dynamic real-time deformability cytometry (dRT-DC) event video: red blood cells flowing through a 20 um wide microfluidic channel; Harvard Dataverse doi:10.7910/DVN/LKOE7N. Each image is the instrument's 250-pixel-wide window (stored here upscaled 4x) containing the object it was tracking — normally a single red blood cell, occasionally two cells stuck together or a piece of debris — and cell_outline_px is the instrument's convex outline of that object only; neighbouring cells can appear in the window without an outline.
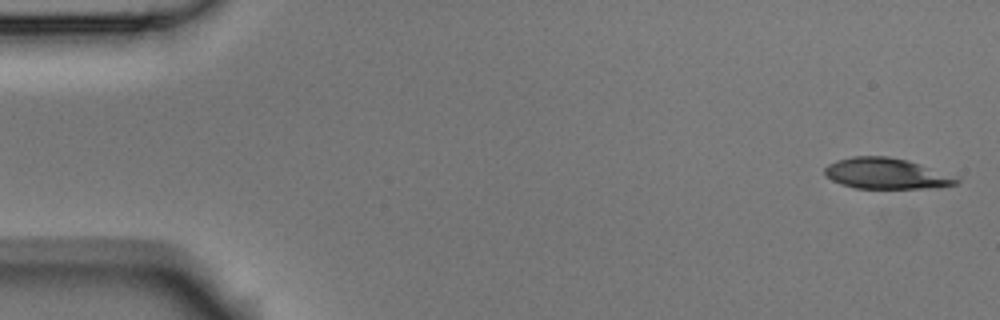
{"species": "Egyptian fruit bat (a non-hibernating species)", "species_latin": "Rousettus aegyptiacus", "temperature_condition": "room temperature", "stored_images_in_passage": 4, "camera_frame_rate_fps": 3000, "um_per_image_px": 0.085, "animal": {"sex": "male"}, "frame": {"image": 1, "passage_image": 1, "time_ms": 0.0, "image_size_px": [1000, 320], "cell_outline_px": [[960, 180], [956, 184], [936, 188], [856, 188], [840, 184], [824, 176], [824, 168], [828, 164], [836, 160], [852, 156], [888, 156], [908, 160], [960, 176]], "centroid_in_image_um": [75.37, 14.75], "position_along_channel_um": 9.6, "area_um2": 24.16}}
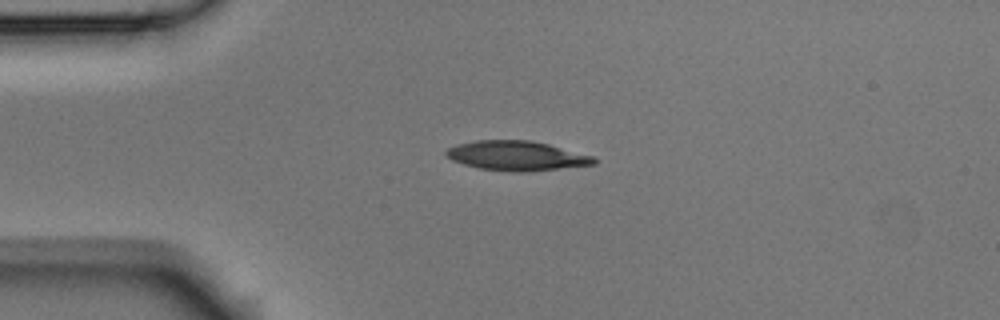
{"frame": {"image": 2, "passage_image": 4, "time_ms": 1.0, "image_size_px": [1000, 320], "cell_outline_px": [[596, 164], [524, 172], [480, 168], [464, 164], [452, 160], [444, 156], [444, 152], [448, 148], [456, 144], [476, 140], [532, 140], [596, 156]], "centroid_in_image_um": [43.91, 13.22], "position_along_channel_um": 41.1, "area_um2": 25.43}}